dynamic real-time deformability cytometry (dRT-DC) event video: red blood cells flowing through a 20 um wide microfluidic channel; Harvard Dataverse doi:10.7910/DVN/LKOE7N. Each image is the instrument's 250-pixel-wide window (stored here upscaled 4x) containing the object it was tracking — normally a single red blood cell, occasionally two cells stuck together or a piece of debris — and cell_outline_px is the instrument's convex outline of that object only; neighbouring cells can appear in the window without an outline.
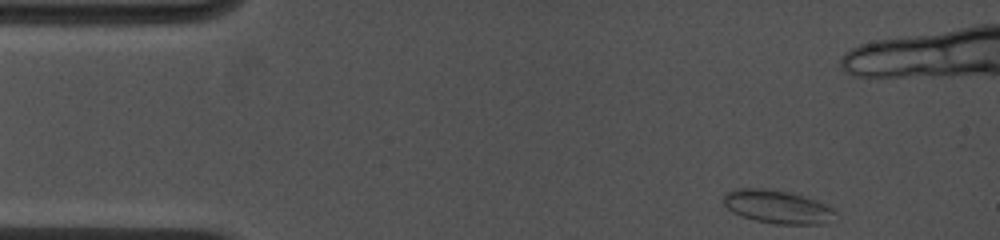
{"species": "common noctule bat (a hibernating species)", "species_latin": "Nyctalus noctula", "temperature_condition": "cold", "stored_images_in_passage": 52, "camera_frame_rate_fps": 4500, "um_per_image_px": 0.085, "animal": {"sex": "female", "body_mass_g": 19.0, "forearm_length_mm": 53.3}, "frame": {"image": 1, "passage_image": 1, "time_ms": 0.0, "image_size_px": [1000, 240], "cell_outline_px": [[836, 212], [824, 224], [776, 224], [756, 220], [740, 216], [732, 212], [720, 200], [724, 192], [736, 188], [764, 188], [788, 192], [804, 196], [816, 200], [832, 208]], "centroid_in_image_um": [65.98, 17.56], "position_along_channel_um": 19.0, "area_um2": 21.73}}
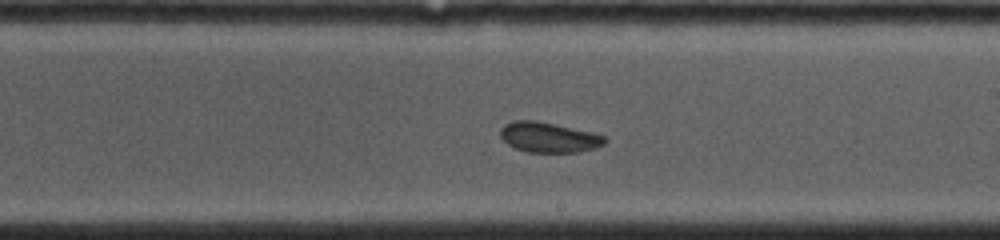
{"frame": {"image": 2, "passage_image": 29, "time_ms": 7.778, "image_size_px": [1000, 240], "cell_outline_px": [[608, 140], [604, 144], [596, 148], [576, 152], [528, 152], [516, 148], [508, 144], [500, 136], [500, 128], [504, 124], [512, 120], [536, 120], [592, 132], [604, 136]], "centroid_in_image_um": [46.63, 11.66], "position_along_channel_um": 242.4, "area_um2": 18.38}}
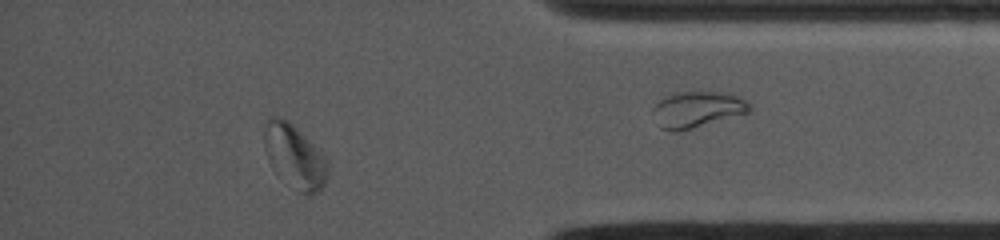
{"frame": {"image": 3, "passage_image": 47, "time_ms": 12.444, "image_size_px": [1000, 240], "cell_outline_px": [[328, 176], [324, 184], [316, 192], [308, 196], [296, 192], [272, 168], [268, 160], [264, 144], [264, 132], [268, 120], [272, 116], [280, 116], [288, 120], [328, 160]], "centroid_in_image_um": [25.04, 13.33], "position_along_channel_um": 410.2, "area_um2": 23.41}, "authors_computed_cell_mechanics": {"area_um2": 19.3052, "velocity_mm_per_s": 3.925, "shape_relaxation_time_tau1_ms": 10.5971, "shape_relaxation_time_tau2_ms": 1.7401, "deformation_change_tau1": 0.1338, "deformation_change_tau2": 0.0528}}